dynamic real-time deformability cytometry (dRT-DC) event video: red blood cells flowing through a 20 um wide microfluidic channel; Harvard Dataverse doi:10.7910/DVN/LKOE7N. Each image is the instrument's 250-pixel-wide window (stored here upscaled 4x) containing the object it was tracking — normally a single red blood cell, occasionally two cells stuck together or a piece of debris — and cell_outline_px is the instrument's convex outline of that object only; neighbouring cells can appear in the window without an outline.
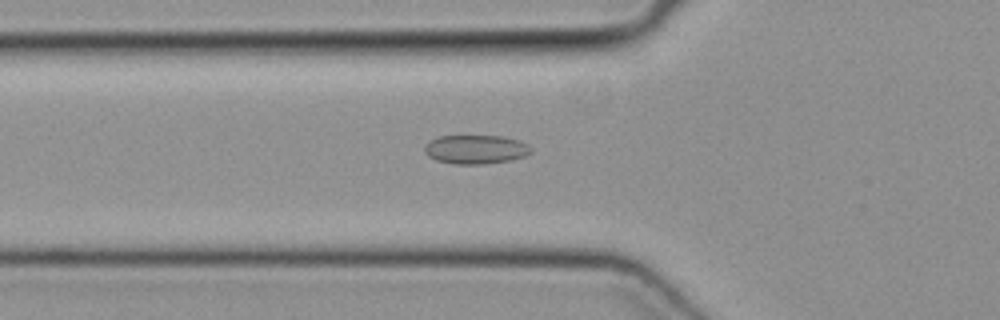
{"species": "common noctule bat (a hibernating species)", "species_latin": "Nyctalus noctula", "temperature_condition": "cold", "stored_images_in_passage": 40, "camera_frame_rate_fps": 3000, "um_per_image_px": 0.085, "animal": {"sex": "female", "body_mass_g": 19.3, "forearm_length_mm": 54.1}, "frame": {"image": 1, "passage_image": 17, "time_ms": 5.333, "image_size_px": [1000, 320], "cell_outline_px": [[532, 152], [524, 156], [508, 160], [484, 164], [452, 164], [436, 160], [428, 156], [424, 152], [424, 148], [432, 140], [440, 136], [500, 136], [520, 140], [528, 144], [532, 148]], "centroid_in_image_um": [40.45, 12.7], "position_along_channel_um": 85.3, "area_um2": 17.86}}
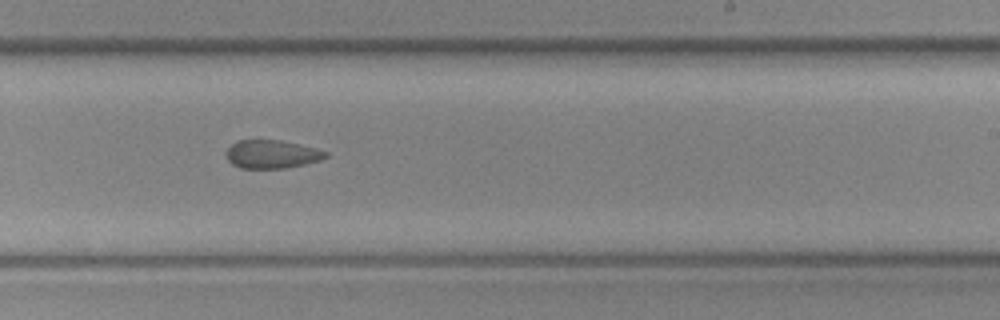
{"frame": {"image": 2, "passage_image": 30, "time_ms": 9.667, "image_size_px": [1000, 320], "cell_outline_px": [[328, 156], [320, 160], [304, 164], [284, 168], [240, 168], [232, 164], [228, 160], [228, 148], [236, 140], [280, 140], [328, 152]], "centroid_in_image_um": [23.09, 13.11], "position_along_channel_um": 265.9, "area_um2": 16.07}}
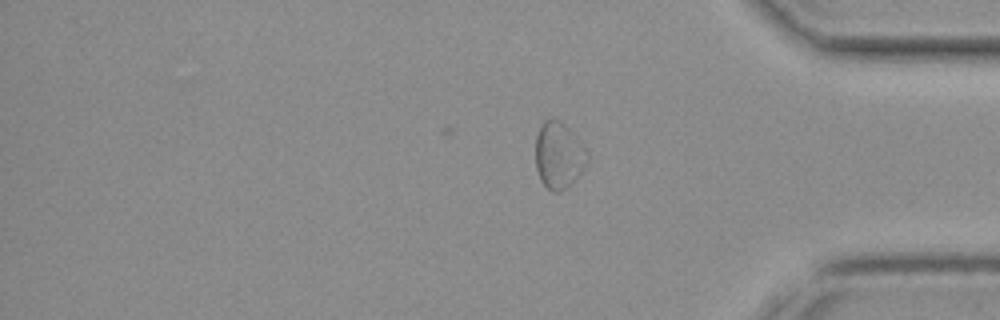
{"frame": {"image": 3, "passage_image": 40, "time_ms": 13.0, "image_size_px": [1000, 320], "cell_outline_px": [[588, 164], [576, 180], [572, 184], [560, 192], [552, 192], [540, 180], [536, 168], [536, 136], [544, 120], [552, 116], [560, 120], [572, 132], [588, 156]], "centroid_in_image_um": [47.48, 13.22], "position_along_channel_um": 387.7, "area_um2": 20.11}}